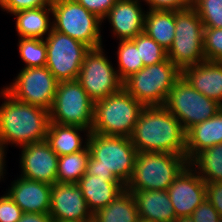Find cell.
Returning <instances> with one entry per match:
<instances>
[{"label": "cell", "mask_w": 222, "mask_h": 222, "mask_svg": "<svg viewBox=\"0 0 222 222\" xmlns=\"http://www.w3.org/2000/svg\"><path fill=\"white\" fill-rule=\"evenodd\" d=\"M129 138L137 152L186 155V132L164 106H145Z\"/></svg>", "instance_id": "cell-1"}, {"label": "cell", "mask_w": 222, "mask_h": 222, "mask_svg": "<svg viewBox=\"0 0 222 222\" xmlns=\"http://www.w3.org/2000/svg\"><path fill=\"white\" fill-rule=\"evenodd\" d=\"M0 94L5 100L0 106V145L5 148L11 143L22 147L44 141L50 123L49 111L20 102L4 89Z\"/></svg>", "instance_id": "cell-2"}, {"label": "cell", "mask_w": 222, "mask_h": 222, "mask_svg": "<svg viewBox=\"0 0 222 222\" xmlns=\"http://www.w3.org/2000/svg\"><path fill=\"white\" fill-rule=\"evenodd\" d=\"M87 144L90 156L84 175L116 177L126 186L133 175L137 155L130 138L91 132Z\"/></svg>", "instance_id": "cell-3"}, {"label": "cell", "mask_w": 222, "mask_h": 222, "mask_svg": "<svg viewBox=\"0 0 222 222\" xmlns=\"http://www.w3.org/2000/svg\"><path fill=\"white\" fill-rule=\"evenodd\" d=\"M189 164L186 155L166 152H137L133 175L126 190H168Z\"/></svg>", "instance_id": "cell-4"}, {"label": "cell", "mask_w": 222, "mask_h": 222, "mask_svg": "<svg viewBox=\"0 0 222 222\" xmlns=\"http://www.w3.org/2000/svg\"><path fill=\"white\" fill-rule=\"evenodd\" d=\"M145 106L124 88L94 103L91 132L130 137Z\"/></svg>", "instance_id": "cell-5"}, {"label": "cell", "mask_w": 222, "mask_h": 222, "mask_svg": "<svg viewBox=\"0 0 222 222\" xmlns=\"http://www.w3.org/2000/svg\"><path fill=\"white\" fill-rule=\"evenodd\" d=\"M182 71L168 58L143 67L123 81V88L144 106H164Z\"/></svg>", "instance_id": "cell-6"}, {"label": "cell", "mask_w": 222, "mask_h": 222, "mask_svg": "<svg viewBox=\"0 0 222 222\" xmlns=\"http://www.w3.org/2000/svg\"><path fill=\"white\" fill-rule=\"evenodd\" d=\"M53 29L87 45L90 49L102 45L101 23L96 15L76 0H54L52 5Z\"/></svg>", "instance_id": "cell-7"}, {"label": "cell", "mask_w": 222, "mask_h": 222, "mask_svg": "<svg viewBox=\"0 0 222 222\" xmlns=\"http://www.w3.org/2000/svg\"><path fill=\"white\" fill-rule=\"evenodd\" d=\"M203 33V23L193 8L175 11V35L167 58L181 71L206 60Z\"/></svg>", "instance_id": "cell-8"}, {"label": "cell", "mask_w": 222, "mask_h": 222, "mask_svg": "<svg viewBox=\"0 0 222 222\" xmlns=\"http://www.w3.org/2000/svg\"><path fill=\"white\" fill-rule=\"evenodd\" d=\"M164 107L175 116L185 132L213 117L222 105L195 90L183 76L173 85Z\"/></svg>", "instance_id": "cell-9"}, {"label": "cell", "mask_w": 222, "mask_h": 222, "mask_svg": "<svg viewBox=\"0 0 222 222\" xmlns=\"http://www.w3.org/2000/svg\"><path fill=\"white\" fill-rule=\"evenodd\" d=\"M50 122L79 126L91 131L94 122V102L77 79L59 82Z\"/></svg>", "instance_id": "cell-10"}, {"label": "cell", "mask_w": 222, "mask_h": 222, "mask_svg": "<svg viewBox=\"0 0 222 222\" xmlns=\"http://www.w3.org/2000/svg\"><path fill=\"white\" fill-rule=\"evenodd\" d=\"M103 50L101 46L85 54L77 78L94 103L123 88V81Z\"/></svg>", "instance_id": "cell-11"}, {"label": "cell", "mask_w": 222, "mask_h": 222, "mask_svg": "<svg viewBox=\"0 0 222 222\" xmlns=\"http://www.w3.org/2000/svg\"><path fill=\"white\" fill-rule=\"evenodd\" d=\"M46 67L59 81L78 78L85 54L90 48L80 41L54 29L45 38Z\"/></svg>", "instance_id": "cell-12"}, {"label": "cell", "mask_w": 222, "mask_h": 222, "mask_svg": "<svg viewBox=\"0 0 222 222\" xmlns=\"http://www.w3.org/2000/svg\"><path fill=\"white\" fill-rule=\"evenodd\" d=\"M4 90L14 99L44 108H52L59 81L46 66L23 68Z\"/></svg>", "instance_id": "cell-13"}, {"label": "cell", "mask_w": 222, "mask_h": 222, "mask_svg": "<svg viewBox=\"0 0 222 222\" xmlns=\"http://www.w3.org/2000/svg\"><path fill=\"white\" fill-rule=\"evenodd\" d=\"M49 215L53 221L93 222V214L77 183L52 186Z\"/></svg>", "instance_id": "cell-14"}, {"label": "cell", "mask_w": 222, "mask_h": 222, "mask_svg": "<svg viewBox=\"0 0 222 222\" xmlns=\"http://www.w3.org/2000/svg\"><path fill=\"white\" fill-rule=\"evenodd\" d=\"M167 193L177 218L191 216L206 199V183L188 164L169 186Z\"/></svg>", "instance_id": "cell-15"}, {"label": "cell", "mask_w": 222, "mask_h": 222, "mask_svg": "<svg viewBox=\"0 0 222 222\" xmlns=\"http://www.w3.org/2000/svg\"><path fill=\"white\" fill-rule=\"evenodd\" d=\"M22 177L53 186L57 183L58 155L44 140L20 147Z\"/></svg>", "instance_id": "cell-16"}, {"label": "cell", "mask_w": 222, "mask_h": 222, "mask_svg": "<svg viewBox=\"0 0 222 222\" xmlns=\"http://www.w3.org/2000/svg\"><path fill=\"white\" fill-rule=\"evenodd\" d=\"M141 0H117L104 20L111 24L113 35L119 40H132L144 32L145 11Z\"/></svg>", "instance_id": "cell-17"}, {"label": "cell", "mask_w": 222, "mask_h": 222, "mask_svg": "<svg viewBox=\"0 0 222 222\" xmlns=\"http://www.w3.org/2000/svg\"><path fill=\"white\" fill-rule=\"evenodd\" d=\"M52 186L19 176L7 194L23 213H49Z\"/></svg>", "instance_id": "cell-18"}, {"label": "cell", "mask_w": 222, "mask_h": 222, "mask_svg": "<svg viewBox=\"0 0 222 222\" xmlns=\"http://www.w3.org/2000/svg\"><path fill=\"white\" fill-rule=\"evenodd\" d=\"M182 76L195 90L222 105V62L204 60L185 67Z\"/></svg>", "instance_id": "cell-19"}, {"label": "cell", "mask_w": 222, "mask_h": 222, "mask_svg": "<svg viewBox=\"0 0 222 222\" xmlns=\"http://www.w3.org/2000/svg\"><path fill=\"white\" fill-rule=\"evenodd\" d=\"M77 185L82 190L83 197L87 201L92 214L109 205L125 190V185L116 177H100L97 175H83Z\"/></svg>", "instance_id": "cell-20"}, {"label": "cell", "mask_w": 222, "mask_h": 222, "mask_svg": "<svg viewBox=\"0 0 222 222\" xmlns=\"http://www.w3.org/2000/svg\"><path fill=\"white\" fill-rule=\"evenodd\" d=\"M132 193L139 219L148 222H174V212L167 190H127Z\"/></svg>", "instance_id": "cell-21"}, {"label": "cell", "mask_w": 222, "mask_h": 222, "mask_svg": "<svg viewBox=\"0 0 222 222\" xmlns=\"http://www.w3.org/2000/svg\"><path fill=\"white\" fill-rule=\"evenodd\" d=\"M222 143V108L186 132V158L190 162L199 152Z\"/></svg>", "instance_id": "cell-22"}, {"label": "cell", "mask_w": 222, "mask_h": 222, "mask_svg": "<svg viewBox=\"0 0 222 222\" xmlns=\"http://www.w3.org/2000/svg\"><path fill=\"white\" fill-rule=\"evenodd\" d=\"M81 131H86L87 133L85 134L87 135V138H85L86 142L80 136ZM90 133V130L79 126L61 125L50 122L45 141L58 156H62L84 150L88 146V136Z\"/></svg>", "instance_id": "cell-23"}, {"label": "cell", "mask_w": 222, "mask_h": 222, "mask_svg": "<svg viewBox=\"0 0 222 222\" xmlns=\"http://www.w3.org/2000/svg\"><path fill=\"white\" fill-rule=\"evenodd\" d=\"M50 13H52L51 6L25 9L13 13L16 16L18 36L21 38L44 39L46 34L47 37L53 29V23H51V18H49Z\"/></svg>", "instance_id": "cell-24"}, {"label": "cell", "mask_w": 222, "mask_h": 222, "mask_svg": "<svg viewBox=\"0 0 222 222\" xmlns=\"http://www.w3.org/2000/svg\"><path fill=\"white\" fill-rule=\"evenodd\" d=\"M144 32L168 51L175 35V11L147 10Z\"/></svg>", "instance_id": "cell-25"}, {"label": "cell", "mask_w": 222, "mask_h": 222, "mask_svg": "<svg viewBox=\"0 0 222 222\" xmlns=\"http://www.w3.org/2000/svg\"><path fill=\"white\" fill-rule=\"evenodd\" d=\"M135 199L126 189L104 208L93 214V222H137Z\"/></svg>", "instance_id": "cell-26"}, {"label": "cell", "mask_w": 222, "mask_h": 222, "mask_svg": "<svg viewBox=\"0 0 222 222\" xmlns=\"http://www.w3.org/2000/svg\"><path fill=\"white\" fill-rule=\"evenodd\" d=\"M189 165L205 183L222 182V143L199 152Z\"/></svg>", "instance_id": "cell-27"}, {"label": "cell", "mask_w": 222, "mask_h": 222, "mask_svg": "<svg viewBox=\"0 0 222 222\" xmlns=\"http://www.w3.org/2000/svg\"><path fill=\"white\" fill-rule=\"evenodd\" d=\"M89 156L88 146L80 152L59 156L57 183H77L85 174Z\"/></svg>", "instance_id": "cell-28"}, {"label": "cell", "mask_w": 222, "mask_h": 222, "mask_svg": "<svg viewBox=\"0 0 222 222\" xmlns=\"http://www.w3.org/2000/svg\"><path fill=\"white\" fill-rule=\"evenodd\" d=\"M117 50L118 55V76L124 81L133 73L144 67L140 58L139 50L131 40H120Z\"/></svg>", "instance_id": "cell-29"}, {"label": "cell", "mask_w": 222, "mask_h": 222, "mask_svg": "<svg viewBox=\"0 0 222 222\" xmlns=\"http://www.w3.org/2000/svg\"><path fill=\"white\" fill-rule=\"evenodd\" d=\"M18 39L19 54L24 63V68L43 67L47 63V46L44 39L21 38Z\"/></svg>", "instance_id": "cell-30"}, {"label": "cell", "mask_w": 222, "mask_h": 222, "mask_svg": "<svg viewBox=\"0 0 222 222\" xmlns=\"http://www.w3.org/2000/svg\"><path fill=\"white\" fill-rule=\"evenodd\" d=\"M139 50L144 67L163 62L167 59V51L145 32L138 34L131 40Z\"/></svg>", "instance_id": "cell-31"}, {"label": "cell", "mask_w": 222, "mask_h": 222, "mask_svg": "<svg viewBox=\"0 0 222 222\" xmlns=\"http://www.w3.org/2000/svg\"><path fill=\"white\" fill-rule=\"evenodd\" d=\"M192 8L204 27L222 28V0H193Z\"/></svg>", "instance_id": "cell-32"}, {"label": "cell", "mask_w": 222, "mask_h": 222, "mask_svg": "<svg viewBox=\"0 0 222 222\" xmlns=\"http://www.w3.org/2000/svg\"><path fill=\"white\" fill-rule=\"evenodd\" d=\"M203 50L206 60L222 62V28L204 27Z\"/></svg>", "instance_id": "cell-33"}, {"label": "cell", "mask_w": 222, "mask_h": 222, "mask_svg": "<svg viewBox=\"0 0 222 222\" xmlns=\"http://www.w3.org/2000/svg\"><path fill=\"white\" fill-rule=\"evenodd\" d=\"M54 0H0V7L7 13L20 10L34 9L42 6H51Z\"/></svg>", "instance_id": "cell-34"}, {"label": "cell", "mask_w": 222, "mask_h": 222, "mask_svg": "<svg viewBox=\"0 0 222 222\" xmlns=\"http://www.w3.org/2000/svg\"><path fill=\"white\" fill-rule=\"evenodd\" d=\"M23 211L7 193L0 197V222H18Z\"/></svg>", "instance_id": "cell-35"}, {"label": "cell", "mask_w": 222, "mask_h": 222, "mask_svg": "<svg viewBox=\"0 0 222 222\" xmlns=\"http://www.w3.org/2000/svg\"><path fill=\"white\" fill-rule=\"evenodd\" d=\"M149 10H183L193 6V0H143Z\"/></svg>", "instance_id": "cell-36"}, {"label": "cell", "mask_w": 222, "mask_h": 222, "mask_svg": "<svg viewBox=\"0 0 222 222\" xmlns=\"http://www.w3.org/2000/svg\"><path fill=\"white\" fill-rule=\"evenodd\" d=\"M194 222H218L220 215L206 198L191 214Z\"/></svg>", "instance_id": "cell-37"}, {"label": "cell", "mask_w": 222, "mask_h": 222, "mask_svg": "<svg viewBox=\"0 0 222 222\" xmlns=\"http://www.w3.org/2000/svg\"><path fill=\"white\" fill-rule=\"evenodd\" d=\"M79 4L85 7L88 11L96 15L102 21L108 14L112 6L117 0H76Z\"/></svg>", "instance_id": "cell-38"}, {"label": "cell", "mask_w": 222, "mask_h": 222, "mask_svg": "<svg viewBox=\"0 0 222 222\" xmlns=\"http://www.w3.org/2000/svg\"><path fill=\"white\" fill-rule=\"evenodd\" d=\"M206 198L222 218V182L206 183Z\"/></svg>", "instance_id": "cell-39"}, {"label": "cell", "mask_w": 222, "mask_h": 222, "mask_svg": "<svg viewBox=\"0 0 222 222\" xmlns=\"http://www.w3.org/2000/svg\"><path fill=\"white\" fill-rule=\"evenodd\" d=\"M18 222H53L49 213H23Z\"/></svg>", "instance_id": "cell-40"}, {"label": "cell", "mask_w": 222, "mask_h": 222, "mask_svg": "<svg viewBox=\"0 0 222 222\" xmlns=\"http://www.w3.org/2000/svg\"><path fill=\"white\" fill-rule=\"evenodd\" d=\"M5 149L6 148H4L3 146H1L0 145V180L3 178V175L5 174V172L4 171H6L5 169H4V167H5Z\"/></svg>", "instance_id": "cell-41"}, {"label": "cell", "mask_w": 222, "mask_h": 222, "mask_svg": "<svg viewBox=\"0 0 222 222\" xmlns=\"http://www.w3.org/2000/svg\"><path fill=\"white\" fill-rule=\"evenodd\" d=\"M174 222H194L191 216L178 217Z\"/></svg>", "instance_id": "cell-42"}, {"label": "cell", "mask_w": 222, "mask_h": 222, "mask_svg": "<svg viewBox=\"0 0 222 222\" xmlns=\"http://www.w3.org/2000/svg\"><path fill=\"white\" fill-rule=\"evenodd\" d=\"M137 222H148V221H144V220L139 219Z\"/></svg>", "instance_id": "cell-43"}]
</instances>
